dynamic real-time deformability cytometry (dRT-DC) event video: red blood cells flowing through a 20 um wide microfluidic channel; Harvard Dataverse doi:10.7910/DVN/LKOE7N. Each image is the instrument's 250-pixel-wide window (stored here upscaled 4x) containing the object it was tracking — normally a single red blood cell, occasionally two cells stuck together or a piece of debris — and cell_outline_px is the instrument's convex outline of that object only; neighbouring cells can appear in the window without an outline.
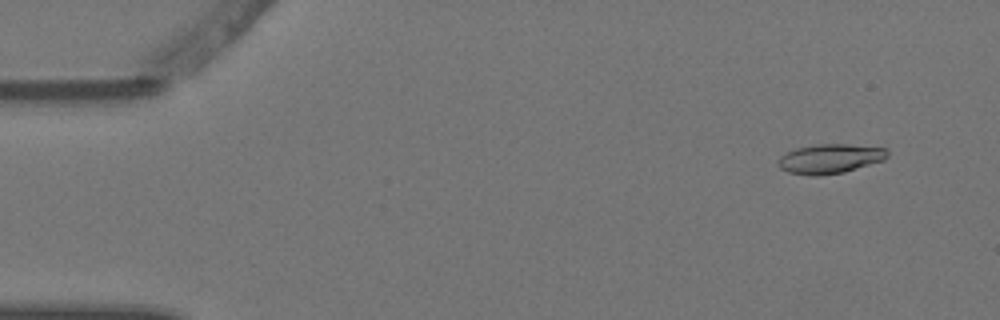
{"species": "Egyptian fruit bat (a non-hibernating species)", "species_latin": "Rousettus aegyptiacus", "temperature_condition": "warm", "stored_images_in_passage": 4, "camera_frame_rate_fps": 3000, "um_per_image_px": 0.085, "animal": {"sex": "female"}, "frame": {"image": 1, "passage_image": 1, "time_ms": 0.0, "image_size_px": [1000, 320], "cell_outline_px": [[888, 156], [884, 160], [844, 172], [820, 176], [812, 176], [788, 172], [780, 168], [776, 164], [780, 156], [796, 148], [816, 144], [848, 144], [888, 148]], "centroid_in_image_um": [70.55, 13.49], "position_along_channel_um": 14.5, "area_um2": 18.9}}
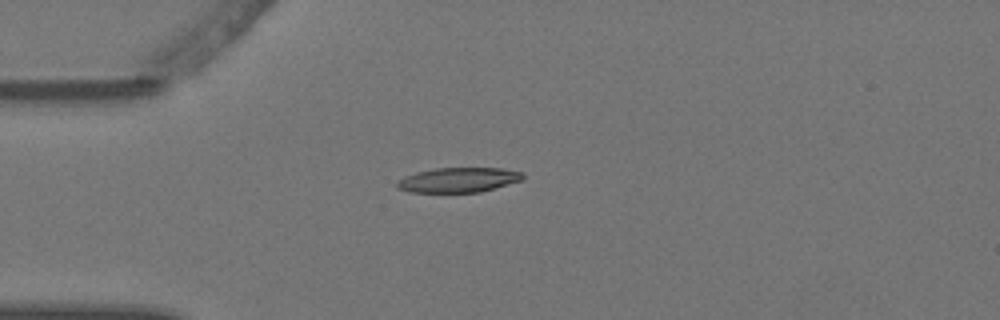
{"frame": {"image": 2, "passage_image": 4, "time_ms": 1.0, "image_size_px": [1000, 320], "cell_outline_px": [[524, 180], [480, 192], [408, 192], [396, 188], [396, 184], [404, 176], [416, 172], [436, 168], [500, 168], [524, 172]], "centroid_in_image_um": [38.99, 15.29], "position_along_channel_um": 46.0, "area_um2": 18.26}}